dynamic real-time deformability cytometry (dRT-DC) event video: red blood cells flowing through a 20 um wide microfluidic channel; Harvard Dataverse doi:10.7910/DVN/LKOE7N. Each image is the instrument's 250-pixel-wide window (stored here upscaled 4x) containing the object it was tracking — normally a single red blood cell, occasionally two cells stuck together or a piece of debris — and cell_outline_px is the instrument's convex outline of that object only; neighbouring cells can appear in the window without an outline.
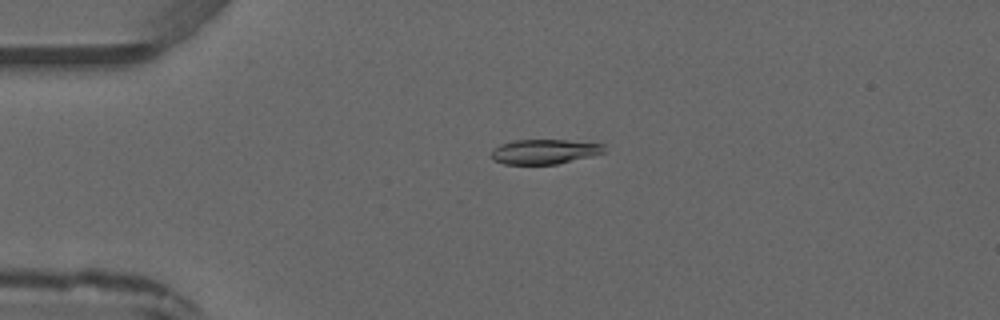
{"species": "common noctule bat (a hibernating species)", "species_latin": "Nyctalus noctula", "temperature_condition": "warm", "stored_images_in_passage": 3, "camera_frame_rate_fps": 3000, "um_per_image_px": 0.085, "animal": {"sex": "male", "forearm_length_mm": 52.5}, "frame": {"image": 1, "passage_image": 2, "time_ms": 1.0, "image_size_px": [1000, 320], "cell_outline_px": [[608, 152], [592, 156], [556, 164], [504, 164], [492, 160], [492, 148], [500, 144], [512, 140], [564, 140], [604, 144]], "centroid_in_image_um": [46.28, 12.89], "position_along_channel_um": 38.7, "area_um2": 16.42}}